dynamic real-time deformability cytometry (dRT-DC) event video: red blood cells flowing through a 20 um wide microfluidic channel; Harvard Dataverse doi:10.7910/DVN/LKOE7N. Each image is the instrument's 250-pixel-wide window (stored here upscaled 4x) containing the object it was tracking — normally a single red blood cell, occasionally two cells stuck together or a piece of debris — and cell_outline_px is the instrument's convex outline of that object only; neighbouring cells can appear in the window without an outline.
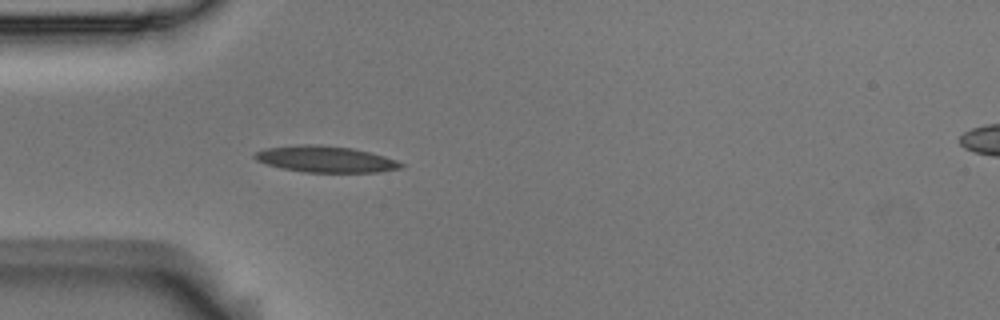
{"species": "Egyptian fruit bat (a non-hibernating species)", "species_latin": "Rousettus aegyptiacus", "temperature_condition": "room temperature", "stored_images_in_passage": 3, "camera_frame_rate_fps": 3000, "um_per_image_px": 0.085, "animal": {"sex": "male"}, "frame": {"image": 1, "passage_image": 3, "time_ms": 0.667, "image_size_px": [1000, 320], "cell_outline_px": [[404, 164], [400, 168], [380, 172], [304, 172], [284, 168], [268, 164], [256, 160], [252, 156], [256, 152], [264, 148], [296, 144], [320, 144], [352, 148], [384, 156], [396, 160]], "centroid_in_image_um": [27.64, 13.51], "position_along_channel_um": 57.4, "area_um2": 22.37}}